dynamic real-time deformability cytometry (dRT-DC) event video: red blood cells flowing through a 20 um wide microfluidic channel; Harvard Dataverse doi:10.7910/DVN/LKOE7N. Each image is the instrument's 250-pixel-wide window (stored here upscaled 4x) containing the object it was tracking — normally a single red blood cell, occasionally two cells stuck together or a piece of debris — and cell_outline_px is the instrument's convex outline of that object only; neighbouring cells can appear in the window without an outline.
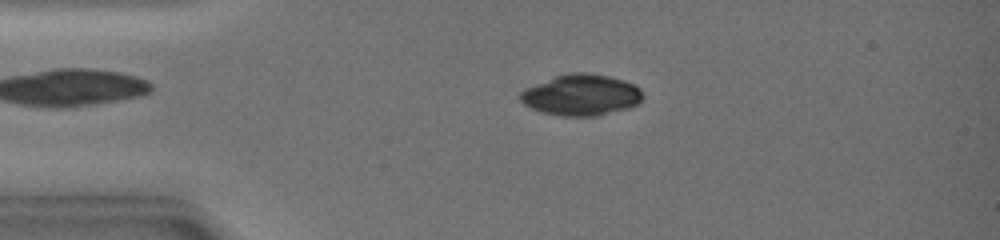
{"species": "common noctule bat (a hibernating species)", "species_latin": "Nyctalus noctula", "temperature_condition": "warm", "stored_images_in_passage": 44, "camera_frame_rate_fps": 3000, "um_per_image_px": 0.085, "animal": {"sex": "female", "body_mass_g": 19.0, "forearm_length_mm": 51.5}, "frame": {"image": 1, "passage_image": 10, "time_ms": 3.0, "image_size_px": [1000, 240], "cell_outline_px": [[644, 96], [640, 104], [628, 108], [596, 116], [560, 116], [540, 112], [524, 104], [520, 100], [520, 92], [524, 88], [556, 76], [568, 72], [584, 72], [608, 76], [624, 80], [640, 88]], "centroid_in_image_um": [49.41, 8.08], "position_along_channel_um": 35.6, "area_um2": 29.54}}